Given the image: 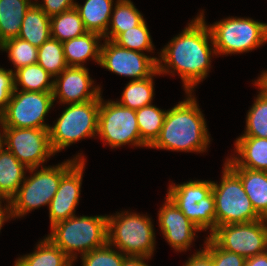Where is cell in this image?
I'll list each match as a JSON object with an SVG mask.
<instances>
[{"label": "cell", "mask_w": 267, "mask_h": 266, "mask_svg": "<svg viewBox=\"0 0 267 266\" xmlns=\"http://www.w3.org/2000/svg\"><path fill=\"white\" fill-rule=\"evenodd\" d=\"M203 12L161 49L157 61L160 74L175 75L177 72L185 93L194 92L195 86L206 79L211 57L217 55Z\"/></svg>", "instance_id": "cell-1"}, {"label": "cell", "mask_w": 267, "mask_h": 266, "mask_svg": "<svg viewBox=\"0 0 267 266\" xmlns=\"http://www.w3.org/2000/svg\"><path fill=\"white\" fill-rule=\"evenodd\" d=\"M186 96L185 101L167 110L160 134L149 148L196 153L207 150L211 139L204 115L192 93Z\"/></svg>", "instance_id": "cell-2"}, {"label": "cell", "mask_w": 267, "mask_h": 266, "mask_svg": "<svg viewBox=\"0 0 267 266\" xmlns=\"http://www.w3.org/2000/svg\"><path fill=\"white\" fill-rule=\"evenodd\" d=\"M55 166L28 169L30 177H25L17 193L10 199L11 218H20L34 209L48 205L59 188L61 177L77 162L86 159L79 153Z\"/></svg>", "instance_id": "cell-3"}, {"label": "cell", "mask_w": 267, "mask_h": 266, "mask_svg": "<svg viewBox=\"0 0 267 266\" xmlns=\"http://www.w3.org/2000/svg\"><path fill=\"white\" fill-rule=\"evenodd\" d=\"M47 237L73 262L107 243V216H71L50 227ZM78 252V253H77Z\"/></svg>", "instance_id": "cell-4"}, {"label": "cell", "mask_w": 267, "mask_h": 266, "mask_svg": "<svg viewBox=\"0 0 267 266\" xmlns=\"http://www.w3.org/2000/svg\"><path fill=\"white\" fill-rule=\"evenodd\" d=\"M151 218L129 211L107 215V243L126 256L151 258L155 232Z\"/></svg>", "instance_id": "cell-5"}, {"label": "cell", "mask_w": 267, "mask_h": 266, "mask_svg": "<svg viewBox=\"0 0 267 266\" xmlns=\"http://www.w3.org/2000/svg\"><path fill=\"white\" fill-rule=\"evenodd\" d=\"M67 105L56 123L48 129L55 154L81 139L98 136L100 96L88 102Z\"/></svg>", "instance_id": "cell-6"}, {"label": "cell", "mask_w": 267, "mask_h": 266, "mask_svg": "<svg viewBox=\"0 0 267 266\" xmlns=\"http://www.w3.org/2000/svg\"><path fill=\"white\" fill-rule=\"evenodd\" d=\"M212 184L216 228L221 225L262 219L246 195L240 177L226 163L223 166L221 183L212 181Z\"/></svg>", "instance_id": "cell-7"}, {"label": "cell", "mask_w": 267, "mask_h": 266, "mask_svg": "<svg viewBox=\"0 0 267 266\" xmlns=\"http://www.w3.org/2000/svg\"><path fill=\"white\" fill-rule=\"evenodd\" d=\"M217 55L252 51L267 43V23L228 17L208 25Z\"/></svg>", "instance_id": "cell-8"}, {"label": "cell", "mask_w": 267, "mask_h": 266, "mask_svg": "<svg viewBox=\"0 0 267 266\" xmlns=\"http://www.w3.org/2000/svg\"><path fill=\"white\" fill-rule=\"evenodd\" d=\"M212 181L193 180L181 184H171L167 197L170 198L183 214L201 231L216 229L215 200Z\"/></svg>", "instance_id": "cell-9"}, {"label": "cell", "mask_w": 267, "mask_h": 266, "mask_svg": "<svg viewBox=\"0 0 267 266\" xmlns=\"http://www.w3.org/2000/svg\"><path fill=\"white\" fill-rule=\"evenodd\" d=\"M97 134L113 149L127 144L148 147L140 137L136 110L126 108L117 100L105 101L101 95Z\"/></svg>", "instance_id": "cell-10"}, {"label": "cell", "mask_w": 267, "mask_h": 266, "mask_svg": "<svg viewBox=\"0 0 267 266\" xmlns=\"http://www.w3.org/2000/svg\"><path fill=\"white\" fill-rule=\"evenodd\" d=\"M54 105L52 92L14 90L6 109L0 114L4 127L49 128L45 116Z\"/></svg>", "instance_id": "cell-11"}, {"label": "cell", "mask_w": 267, "mask_h": 266, "mask_svg": "<svg viewBox=\"0 0 267 266\" xmlns=\"http://www.w3.org/2000/svg\"><path fill=\"white\" fill-rule=\"evenodd\" d=\"M209 236L222 249L247 259L267 251V219L221 225Z\"/></svg>", "instance_id": "cell-12"}, {"label": "cell", "mask_w": 267, "mask_h": 266, "mask_svg": "<svg viewBox=\"0 0 267 266\" xmlns=\"http://www.w3.org/2000/svg\"><path fill=\"white\" fill-rule=\"evenodd\" d=\"M49 128L4 127L5 148L26 168H36L54 156Z\"/></svg>", "instance_id": "cell-13"}, {"label": "cell", "mask_w": 267, "mask_h": 266, "mask_svg": "<svg viewBox=\"0 0 267 266\" xmlns=\"http://www.w3.org/2000/svg\"><path fill=\"white\" fill-rule=\"evenodd\" d=\"M157 61V57L123 48L108 39L101 44L99 65L132 81L150 77L157 70Z\"/></svg>", "instance_id": "cell-14"}, {"label": "cell", "mask_w": 267, "mask_h": 266, "mask_svg": "<svg viewBox=\"0 0 267 266\" xmlns=\"http://www.w3.org/2000/svg\"><path fill=\"white\" fill-rule=\"evenodd\" d=\"M88 68L68 66L53 82V100L60 104L84 103L97 99L101 95V87L93 85ZM95 86V87H94Z\"/></svg>", "instance_id": "cell-15"}, {"label": "cell", "mask_w": 267, "mask_h": 266, "mask_svg": "<svg viewBox=\"0 0 267 266\" xmlns=\"http://www.w3.org/2000/svg\"><path fill=\"white\" fill-rule=\"evenodd\" d=\"M158 212V225L165 240L176 251H187L201 230L167 196Z\"/></svg>", "instance_id": "cell-16"}, {"label": "cell", "mask_w": 267, "mask_h": 266, "mask_svg": "<svg viewBox=\"0 0 267 266\" xmlns=\"http://www.w3.org/2000/svg\"><path fill=\"white\" fill-rule=\"evenodd\" d=\"M85 161H77L62 177L49 204L50 227L75 215L79 203Z\"/></svg>", "instance_id": "cell-17"}, {"label": "cell", "mask_w": 267, "mask_h": 266, "mask_svg": "<svg viewBox=\"0 0 267 266\" xmlns=\"http://www.w3.org/2000/svg\"><path fill=\"white\" fill-rule=\"evenodd\" d=\"M234 150L238 155L226 159L229 167L267 172V138L238 137Z\"/></svg>", "instance_id": "cell-18"}, {"label": "cell", "mask_w": 267, "mask_h": 266, "mask_svg": "<svg viewBox=\"0 0 267 266\" xmlns=\"http://www.w3.org/2000/svg\"><path fill=\"white\" fill-rule=\"evenodd\" d=\"M102 36L94 32L85 34L63 42L65 60L68 66L84 67L90 58L100 62Z\"/></svg>", "instance_id": "cell-19"}, {"label": "cell", "mask_w": 267, "mask_h": 266, "mask_svg": "<svg viewBox=\"0 0 267 266\" xmlns=\"http://www.w3.org/2000/svg\"><path fill=\"white\" fill-rule=\"evenodd\" d=\"M230 168L240 177L255 211L267 219V172L242 167Z\"/></svg>", "instance_id": "cell-20"}, {"label": "cell", "mask_w": 267, "mask_h": 266, "mask_svg": "<svg viewBox=\"0 0 267 266\" xmlns=\"http://www.w3.org/2000/svg\"><path fill=\"white\" fill-rule=\"evenodd\" d=\"M114 0H86L84 5L76 2L75 8L88 32L106 34L113 12Z\"/></svg>", "instance_id": "cell-21"}, {"label": "cell", "mask_w": 267, "mask_h": 266, "mask_svg": "<svg viewBox=\"0 0 267 266\" xmlns=\"http://www.w3.org/2000/svg\"><path fill=\"white\" fill-rule=\"evenodd\" d=\"M26 171L28 168L4 148L0 153V196L10 201L24 182Z\"/></svg>", "instance_id": "cell-22"}, {"label": "cell", "mask_w": 267, "mask_h": 266, "mask_svg": "<svg viewBox=\"0 0 267 266\" xmlns=\"http://www.w3.org/2000/svg\"><path fill=\"white\" fill-rule=\"evenodd\" d=\"M31 0H0V44L18 37Z\"/></svg>", "instance_id": "cell-23"}, {"label": "cell", "mask_w": 267, "mask_h": 266, "mask_svg": "<svg viewBox=\"0 0 267 266\" xmlns=\"http://www.w3.org/2000/svg\"><path fill=\"white\" fill-rule=\"evenodd\" d=\"M73 261L48 237L38 242L33 253L20 256L14 266H73Z\"/></svg>", "instance_id": "cell-24"}, {"label": "cell", "mask_w": 267, "mask_h": 266, "mask_svg": "<svg viewBox=\"0 0 267 266\" xmlns=\"http://www.w3.org/2000/svg\"><path fill=\"white\" fill-rule=\"evenodd\" d=\"M18 37L36 47L51 38L50 17L35 2L26 11Z\"/></svg>", "instance_id": "cell-25"}, {"label": "cell", "mask_w": 267, "mask_h": 266, "mask_svg": "<svg viewBox=\"0 0 267 266\" xmlns=\"http://www.w3.org/2000/svg\"><path fill=\"white\" fill-rule=\"evenodd\" d=\"M103 39L113 41L120 33L138 26L144 17L131 0H117Z\"/></svg>", "instance_id": "cell-26"}, {"label": "cell", "mask_w": 267, "mask_h": 266, "mask_svg": "<svg viewBox=\"0 0 267 266\" xmlns=\"http://www.w3.org/2000/svg\"><path fill=\"white\" fill-rule=\"evenodd\" d=\"M255 85L260 91L246 114L245 131L240 137L267 138V86L258 78Z\"/></svg>", "instance_id": "cell-27"}, {"label": "cell", "mask_w": 267, "mask_h": 266, "mask_svg": "<svg viewBox=\"0 0 267 266\" xmlns=\"http://www.w3.org/2000/svg\"><path fill=\"white\" fill-rule=\"evenodd\" d=\"M51 38L61 43L88 32L75 7L50 17Z\"/></svg>", "instance_id": "cell-28"}, {"label": "cell", "mask_w": 267, "mask_h": 266, "mask_svg": "<svg viewBox=\"0 0 267 266\" xmlns=\"http://www.w3.org/2000/svg\"><path fill=\"white\" fill-rule=\"evenodd\" d=\"M14 81L17 90L53 92L54 78L38 63L14 71Z\"/></svg>", "instance_id": "cell-29"}, {"label": "cell", "mask_w": 267, "mask_h": 266, "mask_svg": "<svg viewBox=\"0 0 267 266\" xmlns=\"http://www.w3.org/2000/svg\"><path fill=\"white\" fill-rule=\"evenodd\" d=\"M156 75H161L158 70L148 78L130 80L122 92L120 101L117 102L132 110H138L139 108L151 105L155 90L153 78Z\"/></svg>", "instance_id": "cell-30"}, {"label": "cell", "mask_w": 267, "mask_h": 266, "mask_svg": "<svg viewBox=\"0 0 267 266\" xmlns=\"http://www.w3.org/2000/svg\"><path fill=\"white\" fill-rule=\"evenodd\" d=\"M167 110L151 104L136 110L137 124L141 140L148 148L158 138L164 123Z\"/></svg>", "instance_id": "cell-31"}, {"label": "cell", "mask_w": 267, "mask_h": 266, "mask_svg": "<svg viewBox=\"0 0 267 266\" xmlns=\"http://www.w3.org/2000/svg\"><path fill=\"white\" fill-rule=\"evenodd\" d=\"M37 63L53 78L57 77L68 65L65 60L63 44L53 38L38 47Z\"/></svg>", "instance_id": "cell-32"}, {"label": "cell", "mask_w": 267, "mask_h": 266, "mask_svg": "<svg viewBox=\"0 0 267 266\" xmlns=\"http://www.w3.org/2000/svg\"><path fill=\"white\" fill-rule=\"evenodd\" d=\"M0 50L8 53V58L14 65V70L36 64L38 47L19 37L11 38L0 44Z\"/></svg>", "instance_id": "cell-33"}, {"label": "cell", "mask_w": 267, "mask_h": 266, "mask_svg": "<svg viewBox=\"0 0 267 266\" xmlns=\"http://www.w3.org/2000/svg\"><path fill=\"white\" fill-rule=\"evenodd\" d=\"M117 45L138 52H152L154 44L145 19L138 25L120 33L114 40Z\"/></svg>", "instance_id": "cell-34"}, {"label": "cell", "mask_w": 267, "mask_h": 266, "mask_svg": "<svg viewBox=\"0 0 267 266\" xmlns=\"http://www.w3.org/2000/svg\"><path fill=\"white\" fill-rule=\"evenodd\" d=\"M127 256L117 251L106 243L104 246L94 249L82 255V266H122Z\"/></svg>", "instance_id": "cell-35"}, {"label": "cell", "mask_w": 267, "mask_h": 266, "mask_svg": "<svg viewBox=\"0 0 267 266\" xmlns=\"http://www.w3.org/2000/svg\"><path fill=\"white\" fill-rule=\"evenodd\" d=\"M205 239L204 249L211 255L214 266H244L243 256L222 249L210 236Z\"/></svg>", "instance_id": "cell-36"}, {"label": "cell", "mask_w": 267, "mask_h": 266, "mask_svg": "<svg viewBox=\"0 0 267 266\" xmlns=\"http://www.w3.org/2000/svg\"><path fill=\"white\" fill-rule=\"evenodd\" d=\"M14 90V70L0 67V114L6 109Z\"/></svg>", "instance_id": "cell-37"}, {"label": "cell", "mask_w": 267, "mask_h": 266, "mask_svg": "<svg viewBox=\"0 0 267 266\" xmlns=\"http://www.w3.org/2000/svg\"><path fill=\"white\" fill-rule=\"evenodd\" d=\"M36 4L41 8V10L49 17L60 14L66 10L75 7L76 2L74 0H43L42 4H39L35 0Z\"/></svg>", "instance_id": "cell-38"}, {"label": "cell", "mask_w": 267, "mask_h": 266, "mask_svg": "<svg viewBox=\"0 0 267 266\" xmlns=\"http://www.w3.org/2000/svg\"><path fill=\"white\" fill-rule=\"evenodd\" d=\"M183 266H214L211 255L203 248L193 254Z\"/></svg>", "instance_id": "cell-39"}, {"label": "cell", "mask_w": 267, "mask_h": 266, "mask_svg": "<svg viewBox=\"0 0 267 266\" xmlns=\"http://www.w3.org/2000/svg\"><path fill=\"white\" fill-rule=\"evenodd\" d=\"M244 266H267V251L247 258Z\"/></svg>", "instance_id": "cell-40"}, {"label": "cell", "mask_w": 267, "mask_h": 266, "mask_svg": "<svg viewBox=\"0 0 267 266\" xmlns=\"http://www.w3.org/2000/svg\"><path fill=\"white\" fill-rule=\"evenodd\" d=\"M6 201L4 205V207L2 206V201ZM11 218V214H10V202L8 199L3 198L0 196V231L1 228L3 226V224L5 223V221H8Z\"/></svg>", "instance_id": "cell-41"}, {"label": "cell", "mask_w": 267, "mask_h": 266, "mask_svg": "<svg viewBox=\"0 0 267 266\" xmlns=\"http://www.w3.org/2000/svg\"><path fill=\"white\" fill-rule=\"evenodd\" d=\"M147 259H151V258L127 256L124 259L122 266H149L147 263H145Z\"/></svg>", "instance_id": "cell-42"}, {"label": "cell", "mask_w": 267, "mask_h": 266, "mask_svg": "<svg viewBox=\"0 0 267 266\" xmlns=\"http://www.w3.org/2000/svg\"><path fill=\"white\" fill-rule=\"evenodd\" d=\"M0 126L2 129V130L0 129L2 131V132L0 131V153H1L5 147L4 124H3L1 116H0Z\"/></svg>", "instance_id": "cell-43"}, {"label": "cell", "mask_w": 267, "mask_h": 266, "mask_svg": "<svg viewBox=\"0 0 267 266\" xmlns=\"http://www.w3.org/2000/svg\"><path fill=\"white\" fill-rule=\"evenodd\" d=\"M258 79L267 86V71H263Z\"/></svg>", "instance_id": "cell-44"}]
</instances>
